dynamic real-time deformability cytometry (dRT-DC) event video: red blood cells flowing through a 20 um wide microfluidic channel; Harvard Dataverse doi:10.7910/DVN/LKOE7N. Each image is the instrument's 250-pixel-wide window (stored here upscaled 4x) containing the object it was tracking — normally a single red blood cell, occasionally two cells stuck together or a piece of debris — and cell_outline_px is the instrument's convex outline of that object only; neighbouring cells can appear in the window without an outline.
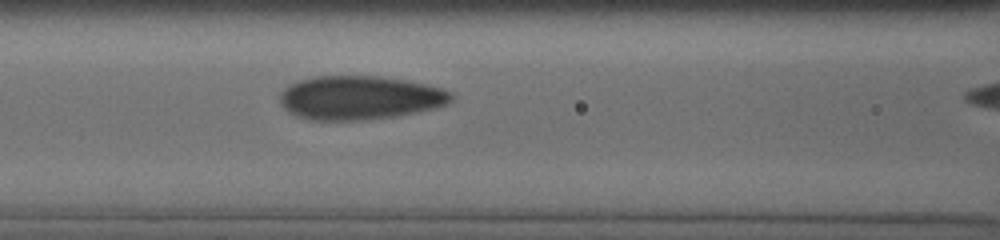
{"species": "human", "species_latin": "Homo sapiens", "temperature_condition": "cold", "stored_images_in_passage": 10, "camera_frame_rate_fps": 3000, "um_per_image_px": 0.085, "donor": {"sex": "male"}, "frame": {"image": 1, "passage_image": 7, "time_ms": 3.667, "image_size_px": [1000, 240], "cell_outline_px": [[452, 100], [448, 104], [436, 108], [396, 116], [360, 120], [312, 120], [296, 116], [284, 108], [280, 100], [280, 96], [284, 88], [296, 80], [316, 76], [376, 76], [404, 80], [424, 84], [440, 88], [452, 92]], "centroid_in_image_um": [30.57, 8.31], "position_along_channel_um": 136.0, "area_um2": 43.64}}
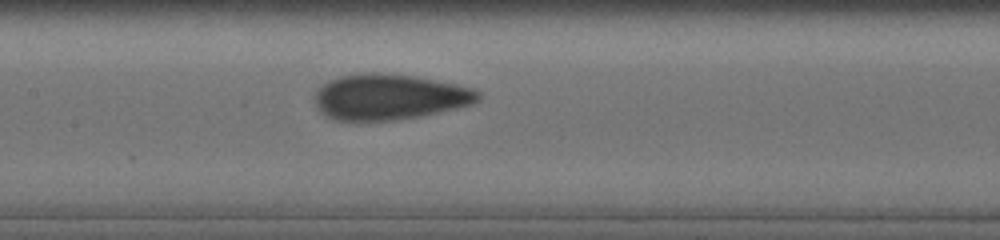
{"frame": {"image": 2, "passage_image": 9, "time_ms": 4.667, "image_size_px": [1000, 240], "cell_outline_px": [[480, 100], [472, 104], [456, 108], [420, 116], [392, 120], [332, 120], [320, 112], [316, 108], [316, 92], [328, 80], [340, 76], [372, 72], [376, 72], [412, 76], [456, 84], [472, 88], [480, 92]], "centroid_in_image_um": [33.09, 8.24], "position_along_channel_um": 174.3, "area_um2": 43.18}}